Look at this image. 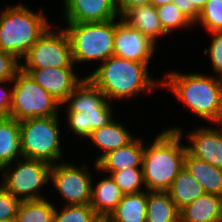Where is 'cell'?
Here are the masks:
<instances>
[{
    "label": "cell",
    "mask_w": 222,
    "mask_h": 222,
    "mask_svg": "<svg viewBox=\"0 0 222 222\" xmlns=\"http://www.w3.org/2000/svg\"><path fill=\"white\" fill-rule=\"evenodd\" d=\"M7 83L10 81H2L0 83ZM12 91L13 90H6L0 86V115L1 116H9L11 101H12Z\"/></svg>",
    "instance_id": "obj_35"
},
{
    "label": "cell",
    "mask_w": 222,
    "mask_h": 222,
    "mask_svg": "<svg viewBox=\"0 0 222 222\" xmlns=\"http://www.w3.org/2000/svg\"><path fill=\"white\" fill-rule=\"evenodd\" d=\"M146 222H180V212L168 192L148 191Z\"/></svg>",
    "instance_id": "obj_24"
},
{
    "label": "cell",
    "mask_w": 222,
    "mask_h": 222,
    "mask_svg": "<svg viewBox=\"0 0 222 222\" xmlns=\"http://www.w3.org/2000/svg\"><path fill=\"white\" fill-rule=\"evenodd\" d=\"M182 129L169 128L145 147L142 170L146 191L167 192L184 168L186 145H180Z\"/></svg>",
    "instance_id": "obj_1"
},
{
    "label": "cell",
    "mask_w": 222,
    "mask_h": 222,
    "mask_svg": "<svg viewBox=\"0 0 222 222\" xmlns=\"http://www.w3.org/2000/svg\"><path fill=\"white\" fill-rule=\"evenodd\" d=\"M68 35L73 63L105 61L113 56L116 21L68 23Z\"/></svg>",
    "instance_id": "obj_6"
},
{
    "label": "cell",
    "mask_w": 222,
    "mask_h": 222,
    "mask_svg": "<svg viewBox=\"0 0 222 222\" xmlns=\"http://www.w3.org/2000/svg\"><path fill=\"white\" fill-rule=\"evenodd\" d=\"M207 1L208 0H173V3L188 19L195 23L198 19L200 10Z\"/></svg>",
    "instance_id": "obj_34"
},
{
    "label": "cell",
    "mask_w": 222,
    "mask_h": 222,
    "mask_svg": "<svg viewBox=\"0 0 222 222\" xmlns=\"http://www.w3.org/2000/svg\"><path fill=\"white\" fill-rule=\"evenodd\" d=\"M94 222H111L108 217L98 216Z\"/></svg>",
    "instance_id": "obj_38"
},
{
    "label": "cell",
    "mask_w": 222,
    "mask_h": 222,
    "mask_svg": "<svg viewBox=\"0 0 222 222\" xmlns=\"http://www.w3.org/2000/svg\"><path fill=\"white\" fill-rule=\"evenodd\" d=\"M151 4V0H116L117 9L120 17L133 7Z\"/></svg>",
    "instance_id": "obj_36"
},
{
    "label": "cell",
    "mask_w": 222,
    "mask_h": 222,
    "mask_svg": "<svg viewBox=\"0 0 222 222\" xmlns=\"http://www.w3.org/2000/svg\"><path fill=\"white\" fill-rule=\"evenodd\" d=\"M210 33L222 31V0H208L200 10L198 19Z\"/></svg>",
    "instance_id": "obj_30"
},
{
    "label": "cell",
    "mask_w": 222,
    "mask_h": 222,
    "mask_svg": "<svg viewBox=\"0 0 222 222\" xmlns=\"http://www.w3.org/2000/svg\"><path fill=\"white\" fill-rule=\"evenodd\" d=\"M155 44L122 19L116 23L113 55L149 65Z\"/></svg>",
    "instance_id": "obj_12"
},
{
    "label": "cell",
    "mask_w": 222,
    "mask_h": 222,
    "mask_svg": "<svg viewBox=\"0 0 222 222\" xmlns=\"http://www.w3.org/2000/svg\"><path fill=\"white\" fill-rule=\"evenodd\" d=\"M66 102L68 124L80 137L88 138L92 131L108 125L113 120L109 101L87 77L75 87L64 101Z\"/></svg>",
    "instance_id": "obj_4"
},
{
    "label": "cell",
    "mask_w": 222,
    "mask_h": 222,
    "mask_svg": "<svg viewBox=\"0 0 222 222\" xmlns=\"http://www.w3.org/2000/svg\"><path fill=\"white\" fill-rule=\"evenodd\" d=\"M68 23H94L116 19V0H64Z\"/></svg>",
    "instance_id": "obj_14"
},
{
    "label": "cell",
    "mask_w": 222,
    "mask_h": 222,
    "mask_svg": "<svg viewBox=\"0 0 222 222\" xmlns=\"http://www.w3.org/2000/svg\"><path fill=\"white\" fill-rule=\"evenodd\" d=\"M12 101L9 116L22 121L36 117L58 115V102L39 86L29 74L20 70L13 79Z\"/></svg>",
    "instance_id": "obj_8"
},
{
    "label": "cell",
    "mask_w": 222,
    "mask_h": 222,
    "mask_svg": "<svg viewBox=\"0 0 222 222\" xmlns=\"http://www.w3.org/2000/svg\"><path fill=\"white\" fill-rule=\"evenodd\" d=\"M123 193L114 179H102L94 188L92 185L90 206L98 216L108 217L121 201Z\"/></svg>",
    "instance_id": "obj_22"
},
{
    "label": "cell",
    "mask_w": 222,
    "mask_h": 222,
    "mask_svg": "<svg viewBox=\"0 0 222 222\" xmlns=\"http://www.w3.org/2000/svg\"><path fill=\"white\" fill-rule=\"evenodd\" d=\"M179 212L180 222H222V196L204 193Z\"/></svg>",
    "instance_id": "obj_17"
},
{
    "label": "cell",
    "mask_w": 222,
    "mask_h": 222,
    "mask_svg": "<svg viewBox=\"0 0 222 222\" xmlns=\"http://www.w3.org/2000/svg\"><path fill=\"white\" fill-rule=\"evenodd\" d=\"M222 127V123L219 124ZM222 129V128H221ZM212 128H198L190 135V146L187 151L194 157L222 169V130Z\"/></svg>",
    "instance_id": "obj_15"
},
{
    "label": "cell",
    "mask_w": 222,
    "mask_h": 222,
    "mask_svg": "<svg viewBox=\"0 0 222 222\" xmlns=\"http://www.w3.org/2000/svg\"><path fill=\"white\" fill-rule=\"evenodd\" d=\"M17 163L15 169L5 170L1 186L21 201L44 199L38 192L49 182L51 164L26 158Z\"/></svg>",
    "instance_id": "obj_9"
},
{
    "label": "cell",
    "mask_w": 222,
    "mask_h": 222,
    "mask_svg": "<svg viewBox=\"0 0 222 222\" xmlns=\"http://www.w3.org/2000/svg\"><path fill=\"white\" fill-rule=\"evenodd\" d=\"M157 14L163 30L167 34L173 29L188 27V25L190 27L194 24L173 2L157 7Z\"/></svg>",
    "instance_id": "obj_27"
},
{
    "label": "cell",
    "mask_w": 222,
    "mask_h": 222,
    "mask_svg": "<svg viewBox=\"0 0 222 222\" xmlns=\"http://www.w3.org/2000/svg\"><path fill=\"white\" fill-rule=\"evenodd\" d=\"M57 116L36 117L19 122L23 158L42 160L51 165L61 159Z\"/></svg>",
    "instance_id": "obj_7"
},
{
    "label": "cell",
    "mask_w": 222,
    "mask_h": 222,
    "mask_svg": "<svg viewBox=\"0 0 222 222\" xmlns=\"http://www.w3.org/2000/svg\"><path fill=\"white\" fill-rule=\"evenodd\" d=\"M43 12L35 13L19 4L0 14V50L14 54L19 60L46 32L48 24Z\"/></svg>",
    "instance_id": "obj_5"
},
{
    "label": "cell",
    "mask_w": 222,
    "mask_h": 222,
    "mask_svg": "<svg viewBox=\"0 0 222 222\" xmlns=\"http://www.w3.org/2000/svg\"><path fill=\"white\" fill-rule=\"evenodd\" d=\"M55 209L47 199L21 201L15 222H53Z\"/></svg>",
    "instance_id": "obj_26"
},
{
    "label": "cell",
    "mask_w": 222,
    "mask_h": 222,
    "mask_svg": "<svg viewBox=\"0 0 222 222\" xmlns=\"http://www.w3.org/2000/svg\"><path fill=\"white\" fill-rule=\"evenodd\" d=\"M110 176L123 194L142 192L140 186L144 184L143 170L139 168H127L125 170L112 172Z\"/></svg>",
    "instance_id": "obj_28"
},
{
    "label": "cell",
    "mask_w": 222,
    "mask_h": 222,
    "mask_svg": "<svg viewBox=\"0 0 222 222\" xmlns=\"http://www.w3.org/2000/svg\"><path fill=\"white\" fill-rule=\"evenodd\" d=\"M21 200L14 197L0 184V221H15Z\"/></svg>",
    "instance_id": "obj_31"
},
{
    "label": "cell",
    "mask_w": 222,
    "mask_h": 222,
    "mask_svg": "<svg viewBox=\"0 0 222 222\" xmlns=\"http://www.w3.org/2000/svg\"><path fill=\"white\" fill-rule=\"evenodd\" d=\"M144 152L142 140L136 138L127 145L108 152L95 166L105 173L142 167Z\"/></svg>",
    "instance_id": "obj_16"
},
{
    "label": "cell",
    "mask_w": 222,
    "mask_h": 222,
    "mask_svg": "<svg viewBox=\"0 0 222 222\" xmlns=\"http://www.w3.org/2000/svg\"><path fill=\"white\" fill-rule=\"evenodd\" d=\"M23 158L19 121L10 117L0 118V171L9 167L13 159Z\"/></svg>",
    "instance_id": "obj_19"
},
{
    "label": "cell",
    "mask_w": 222,
    "mask_h": 222,
    "mask_svg": "<svg viewBox=\"0 0 222 222\" xmlns=\"http://www.w3.org/2000/svg\"><path fill=\"white\" fill-rule=\"evenodd\" d=\"M148 191L123 194L121 201L108 216L111 222H146Z\"/></svg>",
    "instance_id": "obj_21"
},
{
    "label": "cell",
    "mask_w": 222,
    "mask_h": 222,
    "mask_svg": "<svg viewBox=\"0 0 222 222\" xmlns=\"http://www.w3.org/2000/svg\"><path fill=\"white\" fill-rule=\"evenodd\" d=\"M167 192L179 210L205 193L200 183L185 167L178 173Z\"/></svg>",
    "instance_id": "obj_25"
},
{
    "label": "cell",
    "mask_w": 222,
    "mask_h": 222,
    "mask_svg": "<svg viewBox=\"0 0 222 222\" xmlns=\"http://www.w3.org/2000/svg\"><path fill=\"white\" fill-rule=\"evenodd\" d=\"M121 19L132 28L143 33L155 44L156 37L166 35L157 14V8L152 4L142 5L128 9Z\"/></svg>",
    "instance_id": "obj_18"
},
{
    "label": "cell",
    "mask_w": 222,
    "mask_h": 222,
    "mask_svg": "<svg viewBox=\"0 0 222 222\" xmlns=\"http://www.w3.org/2000/svg\"><path fill=\"white\" fill-rule=\"evenodd\" d=\"M148 65L111 56L87 76L108 101L131 98L143 90L150 91L161 85L148 75Z\"/></svg>",
    "instance_id": "obj_2"
},
{
    "label": "cell",
    "mask_w": 222,
    "mask_h": 222,
    "mask_svg": "<svg viewBox=\"0 0 222 222\" xmlns=\"http://www.w3.org/2000/svg\"><path fill=\"white\" fill-rule=\"evenodd\" d=\"M18 61L14 54L0 50V82H13L14 77L21 70Z\"/></svg>",
    "instance_id": "obj_32"
},
{
    "label": "cell",
    "mask_w": 222,
    "mask_h": 222,
    "mask_svg": "<svg viewBox=\"0 0 222 222\" xmlns=\"http://www.w3.org/2000/svg\"><path fill=\"white\" fill-rule=\"evenodd\" d=\"M62 211L55 209L53 222H94L98 215L90 205H66Z\"/></svg>",
    "instance_id": "obj_29"
},
{
    "label": "cell",
    "mask_w": 222,
    "mask_h": 222,
    "mask_svg": "<svg viewBox=\"0 0 222 222\" xmlns=\"http://www.w3.org/2000/svg\"><path fill=\"white\" fill-rule=\"evenodd\" d=\"M213 39L209 49H205V54L209 52L212 68L218 77L222 78V31L213 32Z\"/></svg>",
    "instance_id": "obj_33"
},
{
    "label": "cell",
    "mask_w": 222,
    "mask_h": 222,
    "mask_svg": "<svg viewBox=\"0 0 222 222\" xmlns=\"http://www.w3.org/2000/svg\"><path fill=\"white\" fill-rule=\"evenodd\" d=\"M46 32L25 55L21 69L73 68L70 41L64 29Z\"/></svg>",
    "instance_id": "obj_10"
},
{
    "label": "cell",
    "mask_w": 222,
    "mask_h": 222,
    "mask_svg": "<svg viewBox=\"0 0 222 222\" xmlns=\"http://www.w3.org/2000/svg\"><path fill=\"white\" fill-rule=\"evenodd\" d=\"M161 81L195 114L216 124L222 123V78L197 73H169Z\"/></svg>",
    "instance_id": "obj_3"
},
{
    "label": "cell",
    "mask_w": 222,
    "mask_h": 222,
    "mask_svg": "<svg viewBox=\"0 0 222 222\" xmlns=\"http://www.w3.org/2000/svg\"><path fill=\"white\" fill-rule=\"evenodd\" d=\"M185 169L200 183L205 193L222 196V169L192 156L188 151Z\"/></svg>",
    "instance_id": "obj_20"
},
{
    "label": "cell",
    "mask_w": 222,
    "mask_h": 222,
    "mask_svg": "<svg viewBox=\"0 0 222 222\" xmlns=\"http://www.w3.org/2000/svg\"><path fill=\"white\" fill-rule=\"evenodd\" d=\"M171 2H173V0H151V4L156 8Z\"/></svg>",
    "instance_id": "obj_37"
},
{
    "label": "cell",
    "mask_w": 222,
    "mask_h": 222,
    "mask_svg": "<svg viewBox=\"0 0 222 222\" xmlns=\"http://www.w3.org/2000/svg\"><path fill=\"white\" fill-rule=\"evenodd\" d=\"M59 164V165H58ZM51 165L50 179L54 187L65 198V205H90L92 175L88 170L71 164Z\"/></svg>",
    "instance_id": "obj_11"
},
{
    "label": "cell",
    "mask_w": 222,
    "mask_h": 222,
    "mask_svg": "<svg viewBox=\"0 0 222 222\" xmlns=\"http://www.w3.org/2000/svg\"><path fill=\"white\" fill-rule=\"evenodd\" d=\"M61 104L83 80L73 68L21 69Z\"/></svg>",
    "instance_id": "obj_13"
},
{
    "label": "cell",
    "mask_w": 222,
    "mask_h": 222,
    "mask_svg": "<svg viewBox=\"0 0 222 222\" xmlns=\"http://www.w3.org/2000/svg\"><path fill=\"white\" fill-rule=\"evenodd\" d=\"M88 138L96 144L95 146L103 150V153L96 159V163L108 152L123 147L133 140V136L129 134L128 130L114 120L108 125L92 131Z\"/></svg>",
    "instance_id": "obj_23"
}]
</instances>
